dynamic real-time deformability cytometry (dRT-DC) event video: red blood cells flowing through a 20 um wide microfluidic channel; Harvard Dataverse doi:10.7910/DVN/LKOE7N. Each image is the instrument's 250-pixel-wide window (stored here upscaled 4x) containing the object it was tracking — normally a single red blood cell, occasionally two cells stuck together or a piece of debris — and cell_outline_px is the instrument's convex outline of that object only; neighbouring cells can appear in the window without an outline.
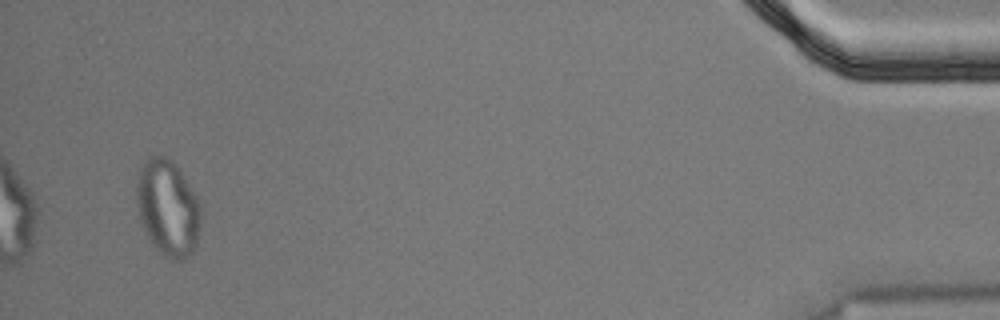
{"species": "Egyptian fruit bat (a non-hibernating species)", "species_latin": "Rousettus aegyptiacus", "temperature_condition": "cold", "stored_images_in_passage": 44, "segment_of_instrument_passage": [2, 2], "camera_frame_rate_fps": 3000, "um_per_image_px": 0.085, "animal": {"sex": "male"}, "frame": {"image": 1, "passage_image": 42, "time_ms": 13.667, "image_size_px": [1000, 320], "cell_outline_px": [[200, 228], [196, 244], [192, 252], [180, 260], [172, 260], [164, 256], [160, 252], [148, 236], [144, 228], [140, 216], [136, 196], [136, 184], [140, 168], [144, 160], [148, 156], [164, 156], [172, 160], [176, 164], [196, 196], [200, 204]], "centroid_in_image_um": [14.27, 17.64], "position_along_channel_um": 420.9, "area_um2": 35.66}}